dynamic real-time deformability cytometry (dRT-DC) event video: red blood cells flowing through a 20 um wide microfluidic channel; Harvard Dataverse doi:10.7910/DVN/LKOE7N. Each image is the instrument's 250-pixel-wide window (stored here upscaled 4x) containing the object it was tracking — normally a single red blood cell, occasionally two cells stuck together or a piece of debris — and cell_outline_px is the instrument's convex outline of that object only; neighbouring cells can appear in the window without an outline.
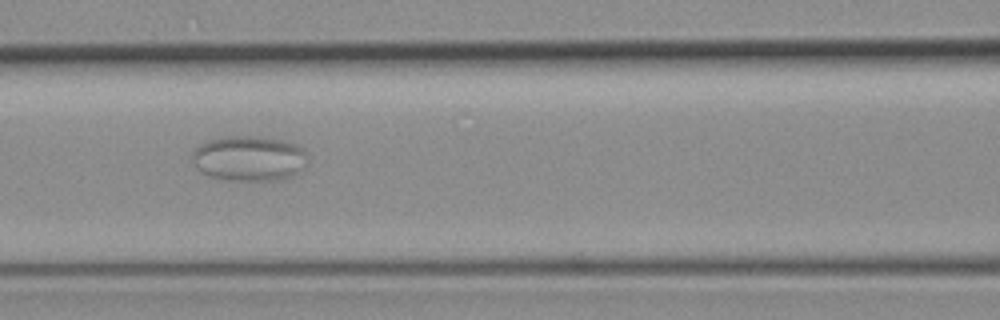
{"species": "common noctule bat (a hibernating species)", "species_latin": "Nyctalus noctula", "temperature_condition": "room temperature", "stored_images_in_passage": 5, "camera_frame_rate_fps": 3000, "um_per_image_px": 0.085, "animal": {"sex": "female", "body_mass_g": 19.3, "forearm_length_mm": 54.1}, "frame": {"image": 1, "passage_image": 4, "time_ms": 3.667, "image_size_px": [1000, 320], "cell_outline_px": [[308, 164], [300, 172], [284, 180], [216, 180], [200, 172], [196, 168], [192, 160], [192, 148], [208, 140], [228, 136], [256, 136], [280, 140], [292, 144], [300, 148], [308, 156]], "centroid_in_image_um": [21.13, 13.49], "position_along_channel_um": 145.5, "area_um2": 30.92}}
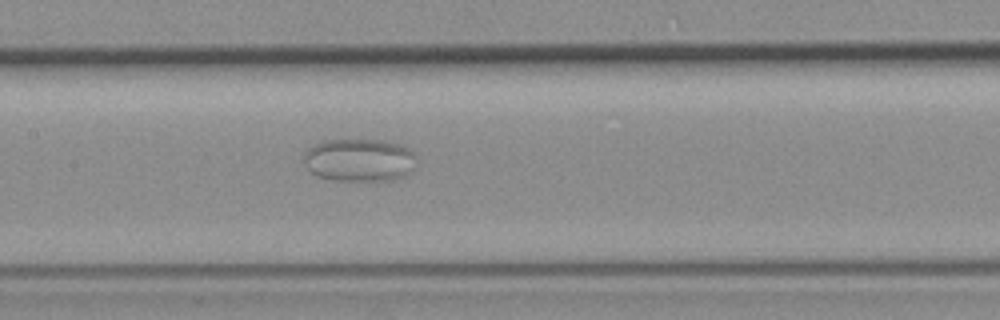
{"frame": {"image": 2, "passage_image": 5, "time_ms": 4.667, "image_size_px": [1000, 320], "cell_outline_px": [[416, 156], [412, 172], [404, 176], [392, 180], [332, 180], [316, 176], [308, 168], [304, 160], [304, 152], [308, 148], [324, 140], [380, 140], [400, 144], [412, 148]], "centroid_in_image_um": [30.58, 13.6], "position_along_channel_um": 176.8, "area_um2": 28.32}}